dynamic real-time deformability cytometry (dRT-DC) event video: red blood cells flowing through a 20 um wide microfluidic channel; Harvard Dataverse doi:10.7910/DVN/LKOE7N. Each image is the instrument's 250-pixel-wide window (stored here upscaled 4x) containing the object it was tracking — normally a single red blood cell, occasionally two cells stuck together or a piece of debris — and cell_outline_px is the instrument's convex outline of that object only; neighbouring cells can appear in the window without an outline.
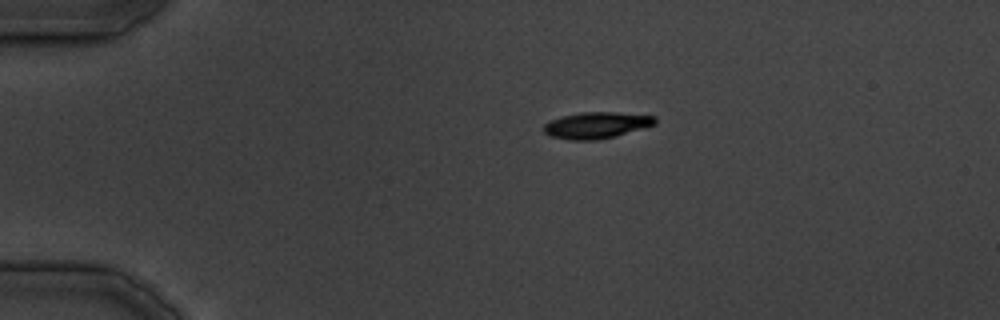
{"species": "common noctule bat (a hibernating species)", "species_latin": "Nyctalus noctula", "temperature_condition": "cold", "stored_images_in_passage": 30, "camera_frame_rate_fps": 3000, "um_per_image_px": 0.085, "animal": {"sex": "male", "body_mass_g": 19.5, "forearm_length_mm": 54.6}, "frame": {"image": 1, "passage_image": 1, "time_ms": 0.0, "image_size_px": [1000, 320], "cell_outline_px": [[656, 124], [616, 136], [596, 140], [572, 140], [548, 136], [544, 132], [544, 124], [560, 116], [580, 112], [616, 112], [656, 116]], "centroid_in_image_um": [50.69, 10.64], "position_along_channel_um": 34.3, "area_um2": 17.17}}
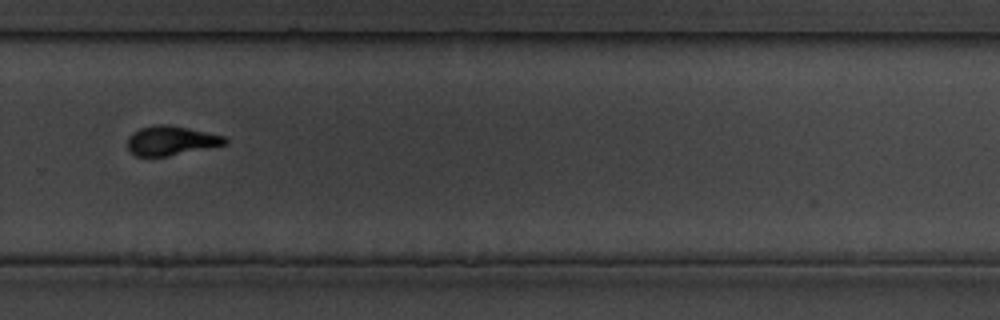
{"frame": {"image": 2, "passage_image": 19, "time_ms": 22.667, "image_size_px": [1000, 320], "cell_outline_px": [[228, 144], [168, 156], [136, 156], [128, 152], [128, 136], [132, 132], [140, 128], [156, 124], [168, 124], [188, 128], [224, 136], [228, 140]], "centroid_in_image_um": [14.51, 11.95], "position_along_channel_um": 315.3, "area_um2": 16.76}}
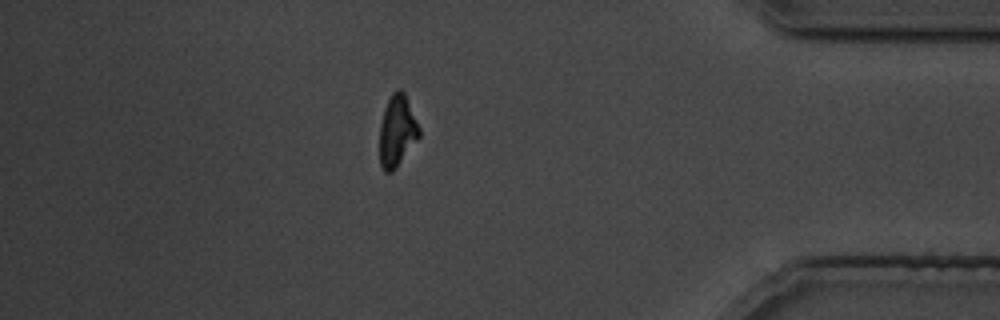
{"frame": {"image": 3, "passage_image": 25, "time_ms": 30.667, "image_size_px": [1000, 320], "cell_outline_px": [[420, 136], [396, 168], [392, 172], [384, 172], [380, 164], [380, 124], [384, 108], [392, 92], [396, 88], [400, 88], [404, 92], [420, 128]], "centroid_in_image_um": [33.75, 11.12], "position_along_channel_um": 401.5, "area_um2": 16.47}}